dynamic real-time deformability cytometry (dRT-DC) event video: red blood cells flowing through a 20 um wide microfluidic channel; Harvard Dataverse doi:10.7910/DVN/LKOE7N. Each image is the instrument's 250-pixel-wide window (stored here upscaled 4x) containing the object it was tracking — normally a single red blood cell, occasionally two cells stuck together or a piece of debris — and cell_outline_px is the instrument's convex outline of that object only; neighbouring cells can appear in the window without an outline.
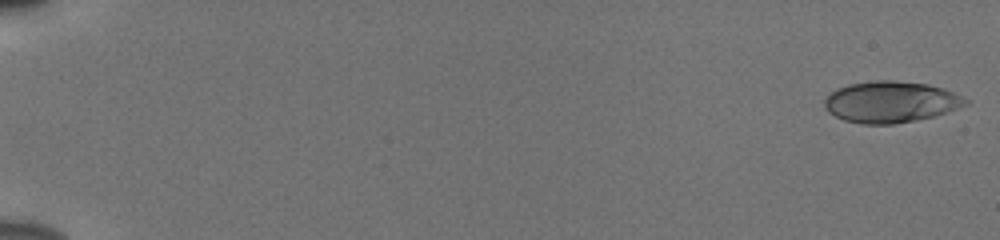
{"species": "human", "species_latin": "Homo sapiens", "temperature_condition": "cold", "stored_images_in_passage": 55, "camera_frame_rate_fps": 3000, "um_per_image_px": 0.085, "donor": {"sex": "male"}, "frame": {"image": 1, "passage_image": 1, "time_ms": 0.0, "image_size_px": [1000, 240], "cell_outline_px": [[968, 104], [936, 116], [892, 124], [860, 124], [844, 120], [828, 112], [824, 108], [824, 100], [836, 88], [848, 84], [872, 80], [892, 80], [928, 84], [944, 88], [968, 100]], "centroid_in_image_um": [75.68, 8.66], "position_along_channel_um": 9.3, "area_um2": 33.99}}
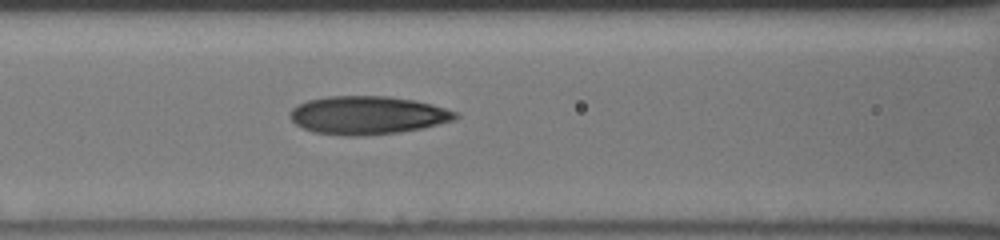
{"frame": {"image": 2, "passage_image": 26, "time_ms": 8.333, "image_size_px": [1000, 240], "cell_outline_px": [[460, 116], [456, 120], [420, 128], [400, 132], [364, 136], [344, 136], [312, 132], [296, 124], [288, 116], [288, 112], [292, 108], [308, 100], [328, 96], [388, 96], [412, 100], [432, 104], [456, 112]], "centroid_in_image_um": [31.22, 9.8], "position_along_channel_um": 135.4, "area_um2": 36.93}}
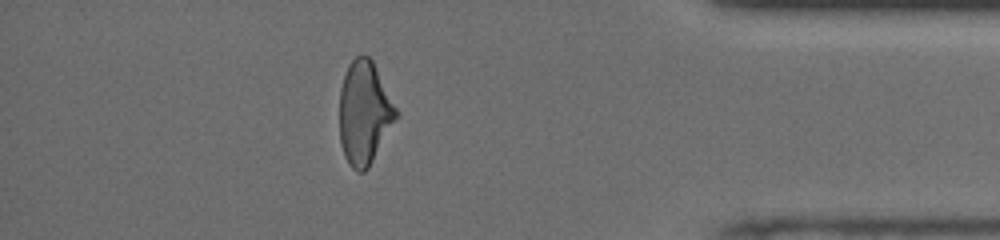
{"frame": {"image": 3, "passage_image": 49, "time_ms": 16.0, "image_size_px": [1000, 240], "cell_outline_px": [[400, 116], [368, 168], [364, 172], [356, 172], [348, 164], [344, 156], [340, 144], [340, 88], [348, 64], [356, 56], [368, 56], [372, 60], [400, 112]], "centroid_in_image_um": [31.0, 9.62], "position_along_channel_um": 404.2, "area_um2": 34.56}, "authors_computed_cell_mechanics": {"area_um2": 34.5644, "velocity_mm_per_s": 3.872, "shape_relaxation_time_tau1_ms": 4.9737, "shape_relaxation_time_tau2_ms": 2.5546, "deformation_change_tau1": 0.1646, "deformation_change_tau2": 0.1151}}